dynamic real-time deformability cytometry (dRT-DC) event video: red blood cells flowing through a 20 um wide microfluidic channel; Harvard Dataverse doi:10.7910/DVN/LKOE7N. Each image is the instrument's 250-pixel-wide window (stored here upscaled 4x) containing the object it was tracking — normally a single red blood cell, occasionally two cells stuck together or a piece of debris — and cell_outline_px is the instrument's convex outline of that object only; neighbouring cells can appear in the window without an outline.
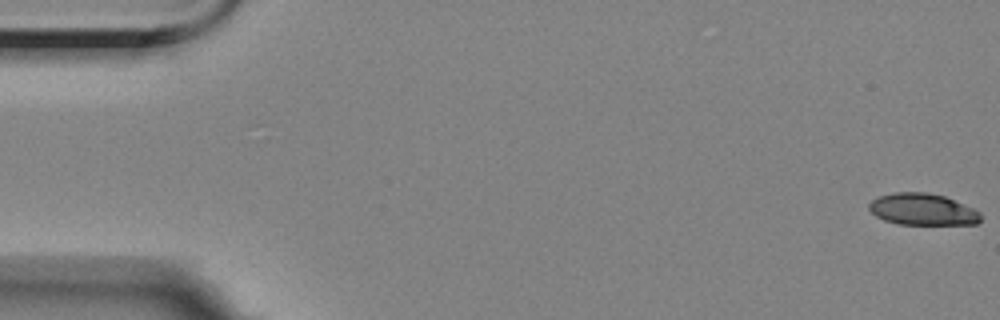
{"species": "Egyptian fruit bat (a non-hibernating species)", "species_latin": "Rousettus aegyptiacus", "temperature_condition": "room temperature", "stored_images_in_passage": 5, "segment_of_instrument_passage": [1, 2], "camera_frame_rate_fps": 3000, "um_per_image_px": 0.085, "animal": {"sex": "female"}, "frame": {"image": 1, "passage_image": 1, "time_ms": 0.0, "image_size_px": [1000, 320], "cell_outline_px": [[980, 220], [976, 224], [900, 224], [884, 220], [876, 216], [868, 208], [868, 204], [872, 200], [880, 196], [896, 192], [924, 192], [944, 196], [972, 208], [980, 212]], "centroid_in_image_um": [78.4, 17.8], "position_along_channel_um": 6.6, "area_um2": 20.35}}